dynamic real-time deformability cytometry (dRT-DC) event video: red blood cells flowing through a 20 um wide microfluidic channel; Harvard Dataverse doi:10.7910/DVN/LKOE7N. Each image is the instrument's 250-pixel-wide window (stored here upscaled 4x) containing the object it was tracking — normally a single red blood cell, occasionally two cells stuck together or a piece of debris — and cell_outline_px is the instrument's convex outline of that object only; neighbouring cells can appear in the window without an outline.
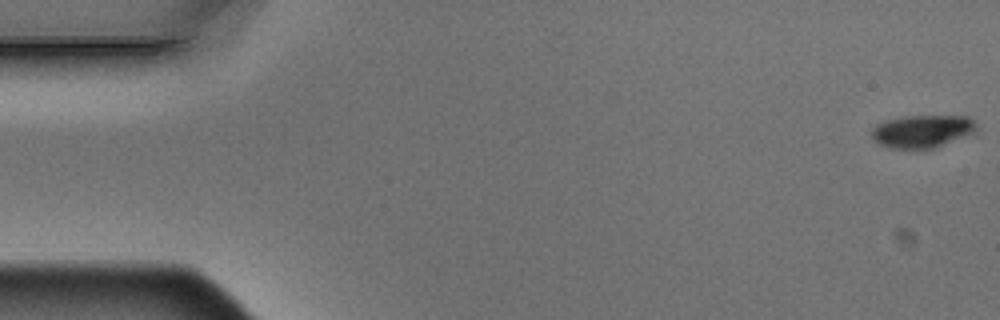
{"species": "Egyptian fruit bat (a non-hibernating species)", "species_latin": "Rousettus aegyptiacus", "temperature_condition": "warm", "stored_images_in_passage": 15, "camera_frame_rate_fps": 3000, "um_per_image_px": 0.085, "animal": {"sex": "male"}, "frame": {"image": 1, "passage_image": 1, "time_ms": 0.0, "image_size_px": [1000, 320], "cell_outline_px": [[976, 132], [936, 148], [888, 148], [872, 140], [872, 128], [876, 124], [884, 120], [900, 116], [968, 116], [976, 124]], "centroid_in_image_um": [78.37, 11.15], "position_along_channel_um": 6.6, "area_um2": 20.17}}
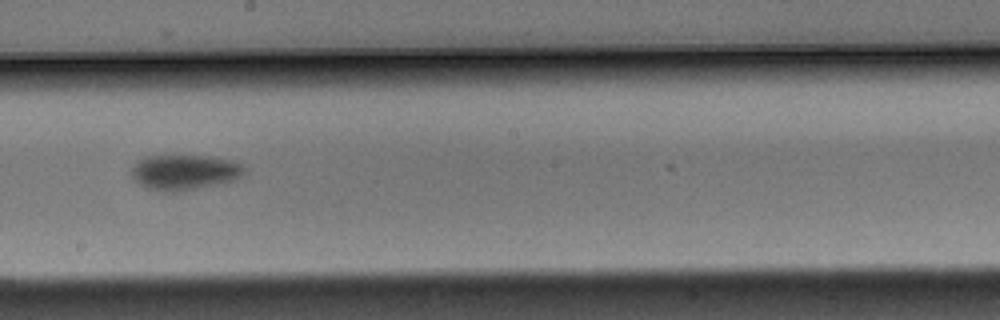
{"frame": {"image": 2, "passage_image": 9, "time_ms": 2.667, "image_size_px": [1000, 320], "cell_outline_px": [[244, 172], [240, 176], [224, 184], [180, 192], [160, 192], [144, 188], [132, 180], [128, 172], [144, 156], [212, 156], [228, 160], [240, 164], [244, 168]], "centroid_in_image_um": [15.61, 14.68], "position_along_channel_um": 232.6, "area_um2": 23.64}}
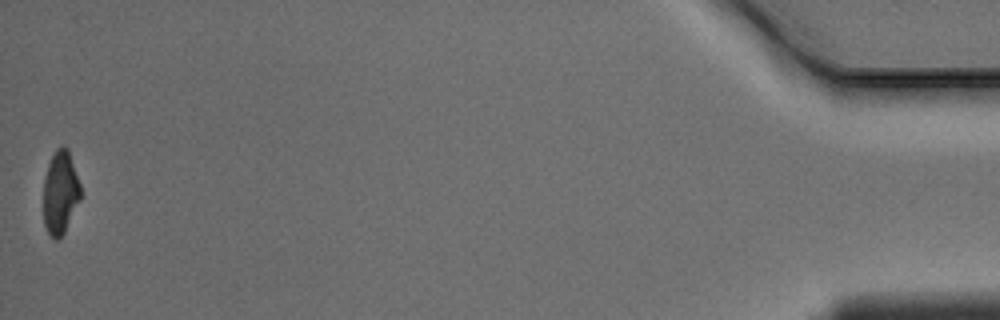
{"frame": {"image": 3, "passage_image": 15, "time_ms": 4.667, "image_size_px": [1000, 320], "cell_outline_px": [[80, 200], [64, 232], [56, 240], [48, 232], [44, 224], [44, 180], [48, 164], [56, 148], [68, 148], [80, 184]], "centroid_in_image_um": [5.13, 16.35], "position_along_channel_um": 430.1, "area_um2": 17.63}}